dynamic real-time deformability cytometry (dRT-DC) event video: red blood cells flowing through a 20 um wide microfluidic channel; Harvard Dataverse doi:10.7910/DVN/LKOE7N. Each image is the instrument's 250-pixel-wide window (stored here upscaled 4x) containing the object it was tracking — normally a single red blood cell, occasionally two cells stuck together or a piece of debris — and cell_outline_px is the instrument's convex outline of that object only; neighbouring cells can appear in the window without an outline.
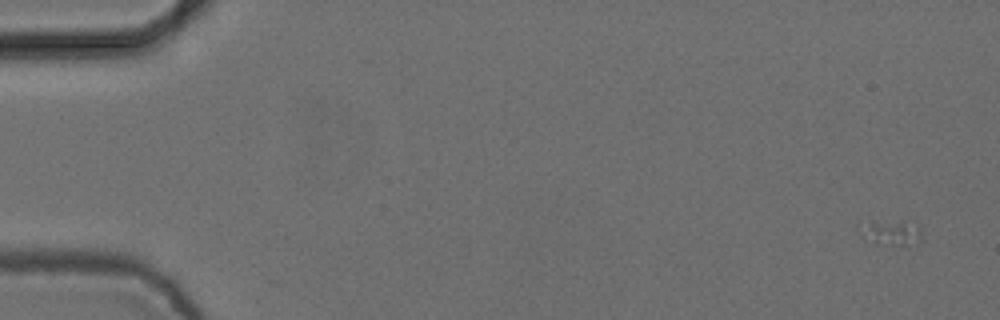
{"species": "common noctule bat (a hibernating species)", "species_latin": "Nyctalus noctula", "temperature_condition": "cold", "stored_images_in_passage": 2, "camera_frame_rate_fps": 3000, "um_per_image_px": 0.085, "animal": {"sex": "female", "body_mass_g": 24.6, "forearm_length_mm": 56.2}, "frame": {"image": 1, "passage_image": 1, "time_ms": 0.0, "image_size_px": [1000, 320], "cell_outline_px": [[920, 236], [916, 248], [876, 244], [864, 240], [856, 228], [856, 224], [904, 220], [916, 220], [920, 228]], "centroid_in_image_um": [75.77, 19.81], "position_along_channel_um": 9.2, "area_um2": 10.06}}